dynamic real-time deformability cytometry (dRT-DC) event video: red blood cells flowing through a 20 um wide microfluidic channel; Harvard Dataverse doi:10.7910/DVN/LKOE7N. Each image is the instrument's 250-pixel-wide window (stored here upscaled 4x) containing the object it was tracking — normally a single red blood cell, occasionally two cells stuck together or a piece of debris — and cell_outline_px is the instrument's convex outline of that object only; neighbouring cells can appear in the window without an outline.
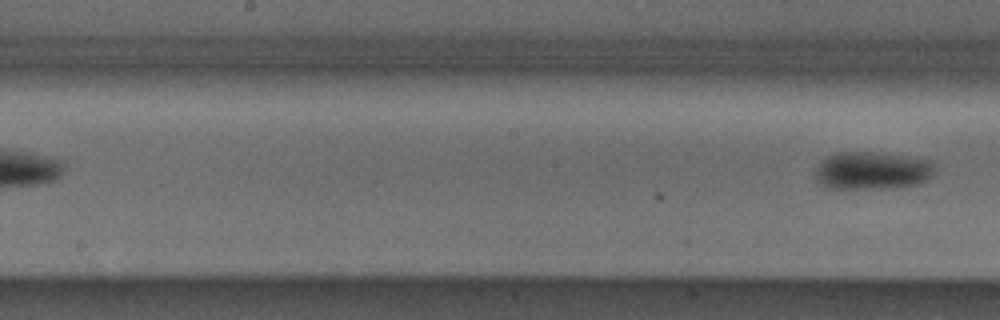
{"species": "Egyptian fruit bat (a non-hibernating species)", "species_latin": "Rousettus aegyptiacus", "temperature_condition": "cold", "stored_images_in_passage": 5, "segment_of_instrument_passage": [2, 2], "camera_frame_rate_fps": 3000, "um_per_image_px": 0.085, "animal": {"sex": "male"}, "frame": {"image": 1, "passage_image": 5, "time_ms": 1.333, "image_size_px": [1000, 320], "cell_outline_px": [[932, 172], [924, 180], [916, 184], [880, 188], [824, 188], [816, 180], [816, 164], [820, 160], [836, 152], [880, 152], [908, 156], [932, 160]], "centroid_in_image_um": [74.04, 14.47], "position_along_channel_um": 174.2, "area_um2": 26.18}}